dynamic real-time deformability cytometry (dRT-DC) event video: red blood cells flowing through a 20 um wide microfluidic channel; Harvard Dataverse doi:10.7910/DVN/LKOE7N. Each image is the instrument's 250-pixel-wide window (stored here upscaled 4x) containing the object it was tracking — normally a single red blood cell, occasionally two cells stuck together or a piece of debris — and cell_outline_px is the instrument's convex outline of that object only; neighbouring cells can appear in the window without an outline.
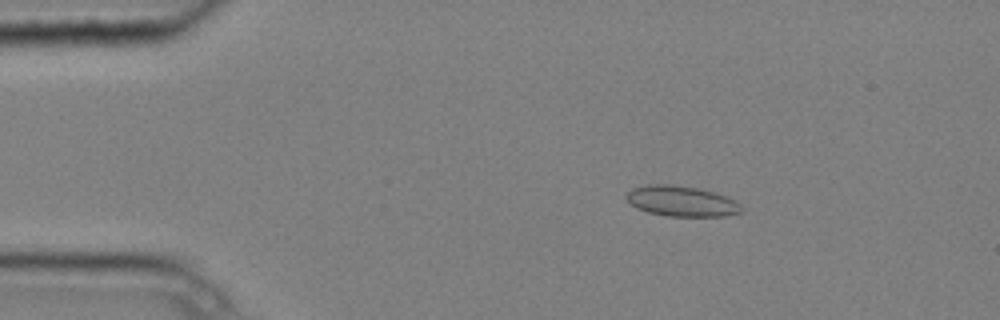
{"species": "common noctule bat (a hibernating species)", "species_latin": "Nyctalus noctula", "temperature_condition": "cold", "stored_images_in_passage": 4, "camera_frame_rate_fps": 3000, "um_per_image_px": 0.085, "animal": {"sex": "male", "body_mass_g": 20.4}, "frame": {"image": 1, "passage_image": 3, "time_ms": 0.667, "image_size_px": [1000, 320], "cell_outline_px": [[744, 212], [724, 216], [668, 216], [648, 212], [636, 208], [624, 196], [632, 188], [644, 184], [672, 184], [696, 188], [728, 196], [736, 200], [744, 208]], "centroid_in_image_um": [57.95, 17.09], "position_along_channel_um": 27.0, "area_um2": 20.63}}